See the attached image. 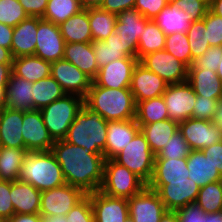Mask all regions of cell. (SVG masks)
I'll use <instances>...</instances> for the list:
<instances>
[{
    "label": "cell",
    "mask_w": 222,
    "mask_h": 222,
    "mask_svg": "<svg viewBox=\"0 0 222 222\" xmlns=\"http://www.w3.org/2000/svg\"><path fill=\"white\" fill-rule=\"evenodd\" d=\"M59 163L67 184L86 194L100 190L104 178L103 153H91L86 147L57 140L50 150Z\"/></svg>",
    "instance_id": "1"
},
{
    "label": "cell",
    "mask_w": 222,
    "mask_h": 222,
    "mask_svg": "<svg viewBox=\"0 0 222 222\" xmlns=\"http://www.w3.org/2000/svg\"><path fill=\"white\" fill-rule=\"evenodd\" d=\"M84 104L106 121L130 120L136 117V102L130 88L111 89L93 82Z\"/></svg>",
    "instance_id": "2"
},
{
    "label": "cell",
    "mask_w": 222,
    "mask_h": 222,
    "mask_svg": "<svg viewBox=\"0 0 222 222\" xmlns=\"http://www.w3.org/2000/svg\"><path fill=\"white\" fill-rule=\"evenodd\" d=\"M107 125L108 121L99 113L83 104L63 140L83 148L86 147L91 153H103L106 145Z\"/></svg>",
    "instance_id": "3"
},
{
    "label": "cell",
    "mask_w": 222,
    "mask_h": 222,
    "mask_svg": "<svg viewBox=\"0 0 222 222\" xmlns=\"http://www.w3.org/2000/svg\"><path fill=\"white\" fill-rule=\"evenodd\" d=\"M18 180L32 184L41 192L66 183L62 169L51 151H27Z\"/></svg>",
    "instance_id": "4"
},
{
    "label": "cell",
    "mask_w": 222,
    "mask_h": 222,
    "mask_svg": "<svg viewBox=\"0 0 222 222\" xmlns=\"http://www.w3.org/2000/svg\"><path fill=\"white\" fill-rule=\"evenodd\" d=\"M84 104L81 96L65 94L62 98L40 109L45 126L54 141L63 140L76 113Z\"/></svg>",
    "instance_id": "5"
},
{
    "label": "cell",
    "mask_w": 222,
    "mask_h": 222,
    "mask_svg": "<svg viewBox=\"0 0 222 222\" xmlns=\"http://www.w3.org/2000/svg\"><path fill=\"white\" fill-rule=\"evenodd\" d=\"M147 184L127 167L106 159L100 191L111 197L129 199L141 192Z\"/></svg>",
    "instance_id": "6"
},
{
    "label": "cell",
    "mask_w": 222,
    "mask_h": 222,
    "mask_svg": "<svg viewBox=\"0 0 222 222\" xmlns=\"http://www.w3.org/2000/svg\"><path fill=\"white\" fill-rule=\"evenodd\" d=\"M155 156L145 136L139 131L113 160L127 167L148 184L153 174Z\"/></svg>",
    "instance_id": "7"
},
{
    "label": "cell",
    "mask_w": 222,
    "mask_h": 222,
    "mask_svg": "<svg viewBox=\"0 0 222 222\" xmlns=\"http://www.w3.org/2000/svg\"><path fill=\"white\" fill-rule=\"evenodd\" d=\"M87 194L67 183L41 193V216H66Z\"/></svg>",
    "instance_id": "8"
},
{
    "label": "cell",
    "mask_w": 222,
    "mask_h": 222,
    "mask_svg": "<svg viewBox=\"0 0 222 222\" xmlns=\"http://www.w3.org/2000/svg\"><path fill=\"white\" fill-rule=\"evenodd\" d=\"M139 62L167 84L182 83L188 79V67L165 49L147 54Z\"/></svg>",
    "instance_id": "9"
},
{
    "label": "cell",
    "mask_w": 222,
    "mask_h": 222,
    "mask_svg": "<svg viewBox=\"0 0 222 222\" xmlns=\"http://www.w3.org/2000/svg\"><path fill=\"white\" fill-rule=\"evenodd\" d=\"M156 191L167 211H176L188 204L195 203L200 187L190 178L168 181L165 185H147Z\"/></svg>",
    "instance_id": "10"
},
{
    "label": "cell",
    "mask_w": 222,
    "mask_h": 222,
    "mask_svg": "<svg viewBox=\"0 0 222 222\" xmlns=\"http://www.w3.org/2000/svg\"><path fill=\"white\" fill-rule=\"evenodd\" d=\"M170 120L178 123L192 118L197 95L188 81L168 84L163 93Z\"/></svg>",
    "instance_id": "11"
},
{
    "label": "cell",
    "mask_w": 222,
    "mask_h": 222,
    "mask_svg": "<svg viewBox=\"0 0 222 222\" xmlns=\"http://www.w3.org/2000/svg\"><path fill=\"white\" fill-rule=\"evenodd\" d=\"M179 131L190 150H202L222 140V128L208 120L189 118L179 123Z\"/></svg>",
    "instance_id": "12"
},
{
    "label": "cell",
    "mask_w": 222,
    "mask_h": 222,
    "mask_svg": "<svg viewBox=\"0 0 222 222\" xmlns=\"http://www.w3.org/2000/svg\"><path fill=\"white\" fill-rule=\"evenodd\" d=\"M116 16L115 32L124 44V53L128 57H137L138 40L149 19L136 9L125 10Z\"/></svg>",
    "instance_id": "13"
},
{
    "label": "cell",
    "mask_w": 222,
    "mask_h": 222,
    "mask_svg": "<svg viewBox=\"0 0 222 222\" xmlns=\"http://www.w3.org/2000/svg\"><path fill=\"white\" fill-rule=\"evenodd\" d=\"M21 131L27 151H50L55 143L44 124L40 110L23 112Z\"/></svg>",
    "instance_id": "14"
},
{
    "label": "cell",
    "mask_w": 222,
    "mask_h": 222,
    "mask_svg": "<svg viewBox=\"0 0 222 222\" xmlns=\"http://www.w3.org/2000/svg\"><path fill=\"white\" fill-rule=\"evenodd\" d=\"M138 62L137 57L120 58L112 61L98 70L93 83L111 89L130 88L132 74Z\"/></svg>",
    "instance_id": "15"
},
{
    "label": "cell",
    "mask_w": 222,
    "mask_h": 222,
    "mask_svg": "<svg viewBox=\"0 0 222 222\" xmlns=\"http://www.w3.org/2000/svg\"><path fill=\"white\" fill-rule=\"evenodd\" d=\"M66 94L86 97L93 80L72 63L61 59L51 63L50 74Z\"/></svg>",
    "instance_id": "16"
},
{
    "label": "cell",
    "mask_w": 222,
    "mask_h": 222,
    "mask_svg": "<svg viewBox=\"0 0 222 222\" xmlns=\"http://www.w3.org/2000/svg\"><path fill=\"white\" fill-rule=\"evenodd\" d=\"M37 32L34 55L50 63L63 59L66 43L59 25L42 19Z\"/></svg>",
    "instance_id": "17"
},
{
    "label": "cell",
    "mask_w": 222,
    "mask_h": 222,
    "mask_svg": "<svg viewBox=\"0 0 222 222\" xmlns=\"http://www.w3.org/2000/svg\"><path fill=\"white\" fill-rule=\"evenodd\" d=\"M127 201L134 222H160L167 211L158 193L147 186Z\"/></svg>",
    "instance_id": "18"
},
{
    "label": "cell",
    "mask_w": 222,
    "mask_h": 222,
    "mask_svg": "<svg viewBox=\"0 0 222 222\" xmlns=\"http://www.w3.org/2000/svg\"><path fill=\"white\" fill-rule=\"evenodd\" d=\"M95 222H125L129 216L126 198L111 197L100 190L88 193Z\"/></svg>",
    "instance_id": "19"
},
{
    "label": "cell",
    "mask_w": 222,
    "mask_h": 222,
    "mask_svg": "<svg viewBox=\"0 0 222 222\" xmlns=\"http://www.w3.org/2000/svg\"><path fill=\"white\" fill-rule=\"evenodd\" d=\"M167 86L168 84L160 76L148 70L140 62L135 66L130 90L136 104L140 101L162 96Z\"/></svg>",
    "instance_id": "20"
},
{
    "label": "cell",
    "mask_w": 222,
    "mask_h": 222,
    "mask_svg": "<svg viewBox=\"0 0 222 222\" xmlns=\"http://www.w3.org/2000/svg\"><path fill=\"white\" fill-rule=\"evenodd\" d=\"M139 131L136 119L108 121L106 145L103 151L105 159H113Z\"/></svg>",
    "instance_id": "21"
},
{
    "label": "cell",
    "mask_w": 222,
    "mask_h": 222,
    "mask_svg": "<svg viewBox=\"0 0 222 222\" xmlns=\"http://www.w3.org/2000/svg\"><path fill=\"white\" fill-rule=\"evenodd\" d=\"M40 17L28 16L14 27L11 54L13 58L34 55Z\"/></svg>",
    "instance_id": "22"
},
{
    "label": "cell",
    "mask_w": 222,
    "mask_h": 222,
    "mask_svg": "<svg viewBox=\"0 0 222 222\" xmlns=\"http://www.w3.org/2000/svg\"><path fill=\"white\" fill-rule=\"evenodd\" d=\"M23 111L4 107L0 113V146L25 148L22 137Z\"/></svg>",
    "instance_id": "23"
},
{
    "label": "cell",
    "mask_w": 222,
    "mask_h": 222,
    "mask_svg": "<svg viewBox=\"0 0 222 222\" xmlns=\"http://www.w3.org/2000/svg\"><path fill=\"white\" fill-rule=\"evenodd\" d=\"M41 193L32 184L20 180L11 182L10 199L15 214H38L40 212Z\"/></svg>",
    "instance_id": "24"
},
{
    "label": "cell",
    "mask_w": 222,
    "mask_h": 222,
    "mask_svg": "<svg viewBox=\"0 0 222 222\" xmlns=\"http://www.w3.org/2000/svg\"><path fill=\"white\" fill-rule=\"evenodd\" d=\"M188 176L187 157L155 158L153 174L147 185H165L168 181L187 180Z\"/></svg>",
    "instance_id": "25"
},
{
    "label": "cell",
    "mask_w": 222,
    "mask_h": 222,
    "mask_svg": "<svg viewBox=\"0 0 222 222\" xmlns=\"http://www.w3.org/2000/svg\"><path fill=\"white\" fill-rule=\"evenodd\" d=\"M33 82L13 74L6 86V107L23 112L33 110Z\"/></svg>",
    "instance_id": "26"
},
{
    "label": "cell",
    "mask_w": 222,
    "mask_h": 222,
    "mask_svg": "<svg viewBox=\"0 0 222 222\" xmlns=\"http://www.w3.org/2000/svg\"><path fill=\"white\" fill-rule=\"evenodd\" d=\"M189 176L200 188L208 183L220 181L222 175L216 167L206 158L202 150H191L187 156Z\"/></svg>",
    "instance_id": "27"
},
{
    "label": "cell",
    "mask_w": 222,
    "mask_h": 222,
    "mask_svg": "<svg viewBox=\"0 0 222 222\" xmlns=\"http://www.w3.org/2000/svg\"><path fill=\"white\" fill-rule=\"evenodd\" d=\"M63 59L75 65L92 80L98 73L99 68L93 52L92 42L66 43Z\"/></svg>",
    "instance_id": "28"
},
{
    "label": "cell",
    "mask_w": 222,
    "mask_h": 222,
    "mask_svg": "<svg viewBox=\"0 0 222 222\" xmlns=\"http://www.w3.org/2000/svg\"><path fill=\"white\" fill-rule=\"evenodd\" d=\"M187 81L196 95L216 100L222 98V81L215 71L188 69Z\"/></svg>",
    "instance_id": "29"
},
{
    "label": "cell",
    "mask_w": 222,
    "mask_h": 222,
    "mask_svg": "<svg viewBox=\"0 0 222 222\" xmlns=\"http://www.w3.org/2000/svg\"><path fill=\"white\" fill-rule=\"evenodd\" d=\"M153 21L166 34L186 33L194 20L191 15L180 10L174 3H168Z\"/></svg>",
    "instance_id": "30"
},
{
    "label": "cell",
    "mask_w": 222,
    "mask_h": 222,
    "mask_svg": "<svg viewBox=\"0 0 222 222\" xmlns=\"http://www.w3.org/2000/svg\"><path fill=\"white\" fill-rule=\"evenodd\" d=\"M12 74L34 83L50 76L51 63L36 55L13 58Z\"/></svg>",
    "instance_id": "31"
},
{
    "label": "cell",
    "mask_w": 222,
    "mask_h": 222,
    "mask_svg": "<svg viewBox=\"0 0 222 222\" xmlns=\"http://www.w3.org/2000/svg\"><path fill=\"white\" fill-rule=\"evenodd\" d=\"M65 43L93 42L88 9H82L59 25Z\"/></svg>",
    "instance_id": "32"
},
{
    "label": "cell",
    "mask_w": 222,
    "mask_h": 222,
    "mask_svg": "<svg viewBox=\"0 0 222 222\" xmlns=\"http://www.w3.org/2000/svg\"><path fill=\"white\" fill-rule=\"evenodd\" d=\"M145 136L150 149L157 155L167 144L169 138L179 130V123L173 120H162L139 126Z\"/></svg>",
    "instance_id": "33"
},
{
    "label": "cell",
    "mask_w": 222,
    "mask_h": 222,
    "mask_svg": "<svg viewBox=\"0 0 222 222\" xmlns=\"http://www.w3.org/2000/svg\"><path fill=\"white\" fill-rule=\"evenodd\" d=\"M92 45L99 69L112 61L128 57L124 53V44L120 40V35L116 32L105 40L93 41Z\"/></svg>",
    "instance_id": "34"
},
{
    "label": "cell",
    "mask_w": 222,
    "mask_h": 222,
    "mask_svg": "<svg viewBox=\"0 0 222 222\" xmlns=\"http://www.w3.org/2000/svg\"><path fill=\"white\" fill-rule=\"evenodd\" d=\"M26 153V148L0 146V180L13 182L19 179Z\"/></svg>",
    "instance_id": "35"
},
{
    "label": "cell",
    "mask_w": 222,
    "mask_h": 222,
    "mask_svg": "<svg viewBox=\"0 0 222 222\" xmlns=\"http://www.w3.org/2000/svg\"><path fill=\"white\" fill-rule=\"evenodd\" d=\"M166 34L153 21L149 20L138 40L137 58L139 61L147 54L164 50Z\"/></svg>",
    "instance_id": "36"
},
{
    "label": "cell",
    "mask_w": 222,
    "mask_h": 222,
    "mask_svg": "<svg viewBox=\"0 0 222 222\" xmlns=\"http://www.w3.org/2000/svg\"><path fill=\"white\" fill-rule=\"evenodd\" d=\"M65 94L59 83L51 75L36 81L33 85V109L40 110L62 98Z\"/></svg>",
    "instance_id": "37"
},
{
    "label": "cell",
    "mask_w": 222,
    "mask_h": 222,
    "mask_svg": "<svg viewBox=\"0 0 222 222\" xmlns=\"http://www.w3.org/2000/svg\"><path fill=\"white\" fill-rule=\"evenodd\" d=\"M135 119L139 126L168 120L169 116L163 96L138 102Z\"/></svg>",
    "instance_id": "38"
},
{
    "label": "cell",
    "mask_w": 222,
    "mask_h": 222,
    "mask_svg": "<svg viewBox=\"0 0 222 222\" xmlns=\"http://www.w3.org/2000/svg\"><path fill=\"white\" fill-rule=\"evenodd\" d=\"M88 17L93 41L105 40L115 32L116 14L101 8H89Z\"/></svg>",
    "instance_id": "39"
},
{
    "label": "cell",
    "mask_w": 222,
    "mask_h": 222,
    "mask_svg": "<svg viewBox=\"0 0 222 222\" xmlns=\"http://www.w3.org/2000/svg\"><path fill=\"white\" fill-rule=\"evenodd\" d=\"M82 9L79 0H48L42 19L60 25Z\"/></svg>",
    "instance_id": "40"
},
{
    "label": "cell",
    "mask_w": 222,
    "mask_h": 222,
    "mask_svg": "<svg viewBox=\"0 0 222 222\" xmlns=\"http://www.w3.org/2000/svg\"><path fill=\"white\" fill-rule=\"evenodd\" d=\"M196 203L205 213H215L222 210V189L220 181L208 183L200 188Z\"/></svg>",
    "instance_id": "41"
},
{
    "label": "cell",
    "mask_w": 222,
    "mask_h": 222,
    "mask_svg": "<svg viewBox=\"0 0 222 222\" xmlns=\"http://www.w3.org/2000/svg\"><path fill=\"white\" fill-rule=\"evenodd\" d=\"M204 18L191 23L186 32L191 48V65L193 61L202 56L209 48V42L205 33Z\"/></svg>",
    "instance_id": "42"
},
{
    "label": "cell",
    "mask_w": 222,
    "mask_h": 222,
    "mask_svg": "<svg viewBox=\"0 0 222 222\" xmlns=\"http://www.w3.org/2000/svg\"><path fill=\"white\" fill-rule=\"evenodd\" d=\"M165 50L171 53L188 68L191 66V48L186 33H174L166 36Z\"/></svg>",
    "instance_id": "43"
},
{
    "label": "cell",
    "mask_w": 222,
    "mask_h": 222,
    "mask_svg": "<svg viewBox=\"0 0 222 222\" xmlns=\"http://www.w3.org/2000/svg\"><path fill=\"white\" fill-rule=\"evenodd\" d=\"M190 151L188 143L178 130L169 138L167 144L158 152L155 158L179 159L187 157Z\"/></svg>",
    "instance_id": "44"
},
{
    "label": "cell",
    "mask_w": 222,
    "mask_h": 222,
    "mask_svg": "<svg viewBox=\"0 0 222 222\" xmlns=\"http://www.w3.org/2000/svg\"><path fill=\"white\" fill-rule=\"evenodd\" d=\"M27 17L18 0H0V23L15 27Z\"/></svg>",
    "instance_id": "45"
},
{
    "label": "cell",
    "mask_w": 222,
    "mask_h": 222,
    "mask_svg": "<svg viewBox=\"0 0 222 222\" xmlns=\"http://www.w3.org/2000/svg\"><path fill=\"white\" fill-rule=\"evenodd\" d=\"M205 33L210 47H222V17L214 14L210 9L204 17Z\"/></svg>",
    "instance_id": "46"
},
{
    "label": "cell",
    "mask_w": 222,
    "mask_h": 222,
    "mask_svg": "<svg viewBox=\"0 0 222 222\" xmlns=\"http://www.w3.org/2000/svg\"><path fill=\"white\" fill-rule=\"evenodd\" d=\"M222 56V47H210L202 56L193 61V64L188 69H201L208 71H217L220 58Z\"/></svg>",
    "instance_id": "47"
},
{
    "label": "cell",
    "mask_w": 222,
    "mask_h": 222,
    "mask_svg": "<svg viewBox=\"0 0 222 222\" xmlns=\"http://www.w3.org/2000/svg\"><path fill=\"white\" fill-rule=\"evenodd\" d=\"M67 222H95L90 196L87 194L66 215Z\"/></svg>",
    "instance_id": "48"
},
{
    "label": "cell",
    "mask_w": 222,
    "mask_h": 222,
    "mask_svg": "<svg viewBox=\"0 0 222 222\" xmlns=\"http://www.w3.org/2000/svg\"><path fill=\"white\" fill-rule=\"evenodd\" d=\"M217 100L197 95L192 118L212 121L216 112Z\"/></svg>",
    "instance_id": "49"
},
{
    "label": "cell",
    "mask_w": 222,
    "mask_h": 222,
    "mask_svg": "<svg viewBox=\"0 0 222 222\" xmlns=\"http://www.w3.org/2000/svg\"><path fill=\"white\" fill-rule=\"evenodd\" d=\"M174 4L180 10L191 15L194 21L203 19L209 10V5L203 0H179Z\"/></svg>",
    "instance_id": "50"
},
{
    "label": "cell",
    "mask_w": 222,
    "mask_h": 222,
    "mask_svg": "<svg viewBox=\"0 0 222 222\" xmlns=\"http://www.w3.org/2000/svg\"><path fill=\"white\" fill-rule=\"evenodd\" d=\"M11 182L0 180V220L5 222L15 214L14 206L10 199Z\"/></svg>",
    "instance_id": "51"
},
{
    "label": "cell",
    "mask_w": 222,
    "mask_h": 222,
    "mask_svg": "<svg viewBox=\"0 0 222 222\" xmlns=\"http://www.w3.org/2000/svg\"><path fill=\"white\" fill-rule=\"evenodd\" d=\"M167 4V0H136L134 9L145 18L153 20Z\"/></svg>",
    "instance_id": "52"
},
{
    "label": "cell",
    "mask_w": 222,
    "mask_h": 222,
    "mask_svg": "<svg viewBox=\"0 0 222 222\" xmlns=\"http://www.w3.org/2000/svg\"><path fill=\"white\" fill-rule=\"evenodd\" d=\"M175 212L178 222H205L206 213L196 202L179 208Z\"/></svg>",
    "instance_id": "53"
},
{
    "label": "cell",
    "mask_w": 222,
    "mask_h": 222,
    "mask_svg": "<svg viewBox=\"0 0 222 222\" xmlns=\"http://www.w3.org/2000/svg\"><path fill=\"white\" fill-rule=\"evenodd\" d=\"M18 1L23 6V9L28 16L40 17V18L43 17L48 3V0H18Z\"/></svg>",
    "instance_id": "54"
},
{
    "label": "cell",
    "mask_w": 222,
    "mask_h": 222,
    "mask_svg": "<svg viewBox=\"0 0 222 222\" xmlns=\"http://www.w3.org/2000/svg\"><path fill=\"white\" fill-rule=\"evenodd\" d=\"M135 2L136 0H104L100 8L117 15L125 10L134 9Z\"/></svg>",
    "instance_id": "55"
},
{
    "label": "cell",
    "mask_w": 222,
    "mask_h": 222,
    "mask_svg": "<svg viewBox=\"0 0 222 222\" xmlns=\"http://www.w3.org/2000/svg\"><path fill=\"white\" fill-rule=\"evenodd\" d=\"M202 152L222 175V140L207 148H203Z\"/></svg>",
    "instance_id": "56"
},
{
    "label": "cell",
    "mask_w": 222,
    "mask_h": 222,
    "mask_svg": "<svg viewBox=\"0 0 222 222\" xmlns=\"http://www.w3.org/2000/svg\"><path fill=\"white\" fill-rule=\"evenodd\" d=\"M14 27L0 23V47L11 51Z\"/></svg>",
    "instance_id": "57"
},
{
    "label": "cell",
    "mask_w": 222,
    "mask_h": 222,
    "mask_svg": "<svg viewBox=\"0 0 222 222\" xmlns=\"http://www.w3.org/2000/svg\"><path fill=\"white\" fill-rule=\"evenodd\" d=\"M5 222H42V216L38 214H14Z\"/></svg>",
    "instance_id": "58"
},
{
    "label": "cell",
    "mask_w": 222,
    "mask_h": 222,
    "mask_svg": "<svg viewBox=\"0 0 222 222\" xmlns=\"http://www.w3.org/2000/svg\"><path fill=\"white\" fill-rule=\"evenodd\" d=\"M12 74V64L0 63V86H7Z\"/></svg>",
    "instance_id": "59"
},
{
    "label": "cell",
    "mask_w": 222,
    "mask_h": 222,
    "mask_svg": "<svg viewBox=\"0 0 222 222\" xmlns=\"http://www.w3.org/2000/svg\"><path fill=\"white\" fill-rule=\"evenodd\" d=\"M0 63L1 64H12L13 63V56L9 49L4 47H0Z\"/></svg>",
    "instance_id": "60"
},
{
    "label": "cell",
    "mask_w": 222,
    "mask_h": 222,
    "mask_svg": "<svg viewBox=\"0 0 222 222\" xmlns=\"http://www.w3.org/2000/svg\"><path fill=\"white\" fill-rule=\"evenodd\" d=\"M83 9L100 8L104 0H79Z\"/></svg>",
    "instance_id": "61"
},
{
    "label": "cell",
    "mask_w": 222,
    "mask_h": 222,
    "mask_svg": "<svg viewBox=\"0 0 222 222\" xmlns=\"http://www.w3.org/2000/svg\"><path fill=\"white\" fill-rule=\"evenodd\" d=\"M212 122L217 126L222 122V98L217 100L216 112L213 116Z\"/></svg>",
    "instance_id": "62"
},
{
    "label": "cell",
    "mask_w": 222,
    "mask_h": 222,
    "mask_svg": "<svg viewBox=\"0 0 222 222\" xmlns=\"http://www.w3.org/2000/svg\"><path fill=\"white\" fill-rule=\"evenodd\" d=\"M205 222H222V210L215 213H206Z\"/></svg>",
    "instance_id": "63"
},
{
    "label": "cell",
    "mask_w": 222,
    "mask_h": 222,
    "mask_svg": "<svg viewBox=\"0 0 222 222\" xmlns=\"http://www.w3.org/2000/svg\"><path fill=\"white\" fill-rule=\"evenodd\" d=\"M209 9L214 13L222 17V0H214Z\"/></svg>",
    "instance_id": "64"
},
{
    "label": "cell",
    "mask_w": 222,
    "mask_h": 222,
    "mask_svg": "<svg viewBox=\"0 0 222 222\" xmlns=\"http://www.w3.org/2000/svg\"><path fill=\"white\" fill-rule=\"evenodd\" d=\"M160 222H178L177 213L175 211H166Z\"/></svg>",
    "instance_id": "65"
},
{
    "label": "cell",
    "mask_w": 222,
    "mask_h": 222,
    "mask_svg": "<svg viewBox=\"0 0 222 222\" xmlns=\"http://www.w3.org/2000/svg\"><path fill=\"white\" fill-rule=\"evenodd\" d=\"M42 222H67L66 216H42Z\"/></svg>",
    "instance_id": "66"
},
{
    "label": "cell",
    "mask_w": 222,
    "mask_h": 222,
    "mask_svg": "<svg viewBox=\"0 0 222 222\" xmlns=\"http://www.w3.org/2000/svg\"><path fill=\"white\" fill-rule=\"evenodd\" d=\"M6 86H0V110L6 107Z\"/></svg>",
    "instance_id": "67"
},
{
    "label": "cell",
    "mask_w": 222,
    "mask_h": 222,
    "mask_svg": "<svg viewBox=\"0 0 222 222\" xmlns=\"http://www.w3.org/2000/svg\"><path fill=\"white\" fill-rule=\"evenodd\" d=\"M216 73H217L218 77H219V78L221 79V81H222V56H221V58H220V64H219V67H218Z\"/></svg>",
    "instance_id": "68"
},
{
    "label": "cell",
    "mask_w": 222,
    "mask_h": 222,
    "mask_svg": "<svg viewBox=\"0 0 222 222\" xmlns=\"http://www.w3.org/2000/svg\"><path fill=\"white\" fill-rule=\"evenodd\" d=\"M125 222H134V220L130 216H128Z\"/></svg>",
    "instance_id": "69"
},
{
    "label": "cell",
    "mask_w": 222,
    "mask_h": 222,
    "mask_svg": "<svg viewBox=\"0 0 222 222\" xmlns=\"http://www.w3.org/2000/svg\"><path fill=\"white\" fill-rule=\"evenodd\" d=\"M205 3H207L208 5H210L214 0H203Z\"/></svg>",
    "instance_id": "70"
},
{
    "label": "cell",
    "mask_w": 222,
    "mask_h": 222,
    "mask_svg": "<svg viewBox=\"0 0 222 222\" xmlns=\"http://www.w3.org/2000/svg\"><path fill=\"white\" fill-rule=\"evenodd\" d=\"M167 1H168V3H174V2L179 1V0H167Z\"/></svg>",
    "instance_id": "71"
},
{
    "label": "cell",
    "mask_w": 222,
    "mask_h": 222,
    "mask_svg": "<svg viewBox=\"0 0 222 222\" xmlns=\"http://www.w3.org/2000/svg\"><path fill=\"white\" fill-rule=\"evenodd\" d=\"M220 186H221V189H222V179L220 180Z\"/></svg>",
    "instance_id": "72"
}]
</instances>
